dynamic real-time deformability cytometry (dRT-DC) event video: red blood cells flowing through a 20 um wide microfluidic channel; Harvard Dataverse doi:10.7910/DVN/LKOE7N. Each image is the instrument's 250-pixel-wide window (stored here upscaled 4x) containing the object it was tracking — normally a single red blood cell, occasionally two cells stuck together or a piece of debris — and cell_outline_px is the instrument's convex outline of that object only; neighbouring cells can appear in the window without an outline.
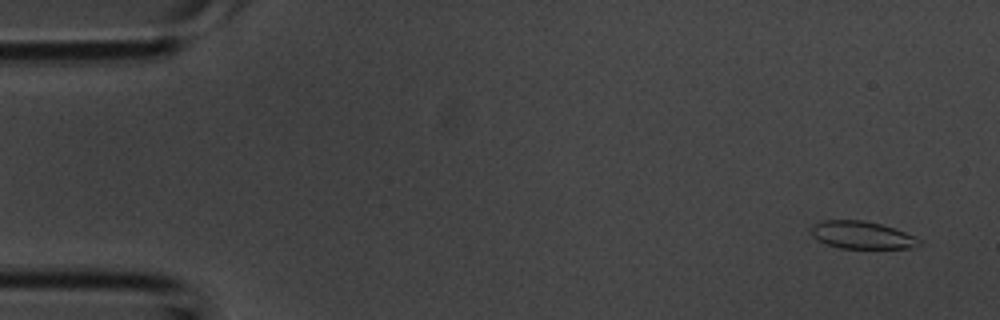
{"species": "common noctule bat (a hibernating species)", "species_latin": "Nyctalus noctula", "temperature_condition": "room temperature", "stored_images_in_passage": 42, "camera_frame_rate_fps": 3000, "um_per_image_px": 0.085, "animal": {"sex": "male", "body_mass_g": 20.1, "forearm_length_mm": 53.5}, "frame": {"image": 1, "passage_image": 3, "time_ms": 0.667, "image_size_px": [1000, 320], "cell_outline_px": [[920, 244], [916, 248], [840, 248], [828, 244], [812, 236], [812, 224], [820, 220], [864, 220], [880, 224], [904, 232], [920, 240]], "centroid_in_image_um": [73.24, 19.97], "position_along_channel_um": 11.8, "area_um2": 17.11}}
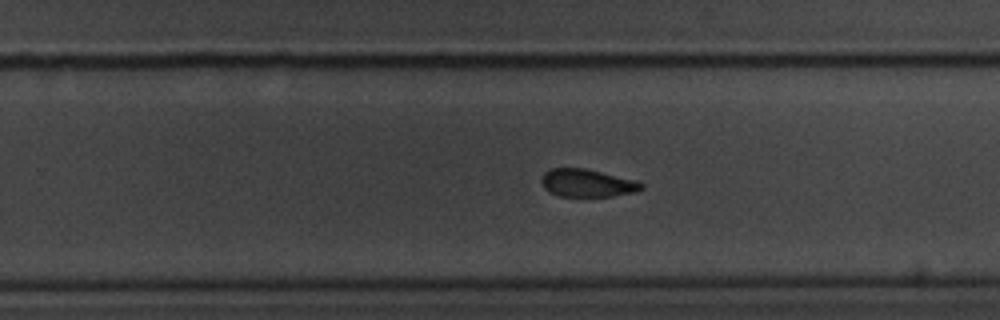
{"frame": {"image": 2, "passage_image": 27, "time_ms": 8.667, "image_size_px": [1000, 320], "cell_outline_px": [[644, 188], [636, 192], [612, 196], [560, 196], [548, 192], [544, 188], [540, 180], [544, 172], [548, 168], [584, 168], [636, 180], [644, 184]], "centroid_in_image_um": [49.89, 15.55], "position_along_channel_um": 279.9, "area_um2": 16.3}}
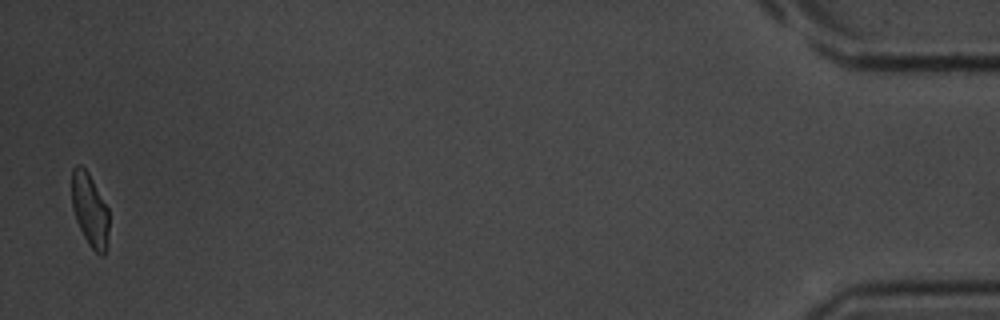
{"frame": {"image": 3, "passage_image": 42, "time_ms": 13.667, "image_size_px": [1000, 320], "cell_outline_px": [[108, 232], [104, 256], [100, 256], [88, 244], [76, 220], [72, 208], [72, 168], [76, 164], [80, 164], [88, 172], [108, 208]], "centroid_in_image_um": [7.62, 17.82], "position_along_channel_um": 427.6, "area_um2": 15.72}}